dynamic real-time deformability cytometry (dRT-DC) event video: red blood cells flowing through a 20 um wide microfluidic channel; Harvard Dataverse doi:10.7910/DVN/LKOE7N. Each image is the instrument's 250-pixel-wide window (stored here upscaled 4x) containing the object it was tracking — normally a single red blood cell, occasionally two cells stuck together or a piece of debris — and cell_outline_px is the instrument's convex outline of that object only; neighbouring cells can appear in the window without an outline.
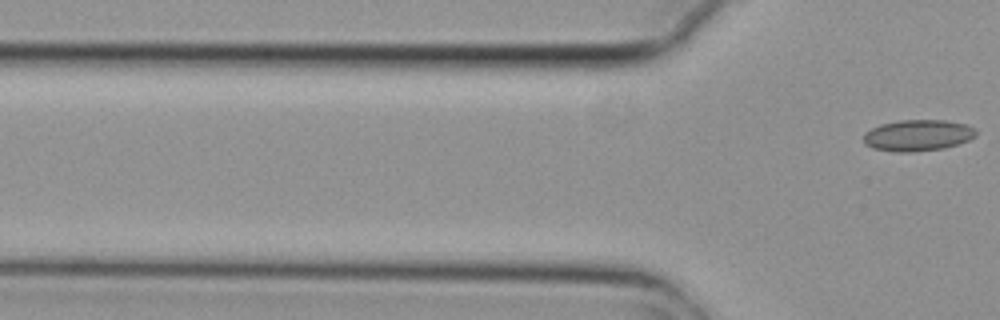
{"species": "common noctule bat (a hibernating species)", "species_latin": "Nyctalus noctula", "temperature_condition": "cold", "stored_images_in_passage": 4, "camera_frame_rate_fps": 3000, "um_per_image_px": 0.085, "animal": {"sex": "female", "body_mass_g": 29.2, "forearm_length_mm": 56.3}, "frame": {"image": 1, "passage_image": 4, "time_ms": 1.0, "image_size_px": [1000, 320], "cell_outline_px": [[976, 136], [968, 140], [944, 148], [912, 152], [896, 152], [872, 148], [864, 144], [864, 132], [880, 124], [900, 120], [944, 120], [968, 124], [976, 128]], "centroid_in_image_um": [78.01, 11.5], "position_along_channel_um": 47.8, "area_um2": 20.63}}